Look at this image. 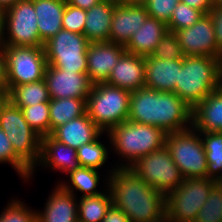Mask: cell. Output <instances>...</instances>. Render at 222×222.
I'll return each instance as SVG.
<instances>
[{
    "label": "cell",
    "mask_w": 222,
    "mask_h": 222,
    "mask_svg": "<svg viewBox=\"0 0 222 222\" xmlns=\"http://www.w3.org/2000/svg\"><path fill=\"white\" fill-rule=\"evenodd\" d=\"M108 169L105 183L112 205L121 209L130 222H164L165 196L148 186L131 168Z\"/></svg>",
    "instance_id": "6da1fadb"
},
{
    "label": "cell",
    "mask_w": 222,
    "mask_h": 222,
    "mask_svg": "<svg viewBox=\"0 0 222 222\" xmlns=\"http://www.w3.org/2000/svg\"><path fill=\"white\" fill-rule=\"evenodd\" d=\"M128 121L179 132L192 127V109L174 92L142 87L131 92Z\"/></svg>",
    "instance_id": "7a4b0ae2"
},
{
    "label": "cell",
    "mask_w": 222,
    "mask_h": 222,
    "mask_svg": "<svg viewBox=\"0 0 222 222\" xmlns=\"http://www.w3.org/2000/svg\"><path fill=\"white\" fill-rule=\"evenodd\" d=\"M166 135L159 127L128 120L112 127L106 134L108 144H112V152L114 150L122 158L115 167L130 168L141 157L161 149L165 146Z\"/></svg>",
    "instance_id": "3957f363"
},
{
    "label": "cell",
    "mask_w": 222,
    "mask_h": 222,
    "mask_svg": "<svg viewBox=\"0 0 222 222\" xmlns=\"http://www.w3.org/2000/svg\"><path fill=\"white\" fill-rule=\"evenodd\" d=\"M222 86L221 59L184 56L174 93L191 109Z\"/></svg>",
    "instance_id": "277c9868"
},
{
    "label": "cell",
    "mask_w": 222,
    "mask_h": 222,
    "mask_svg": "<svg viewBox=\"0 0 222 222\" xmlns=\"http://www.w3.org/2000/svg\"><path fill=\"white\" fill-rule=\"evenodd\" d=\"M130 95V91L106 82L94 83L86 100V113L106 134L128 120Z\"/></svg>",
    "instance_id": "5b68a950"
},
{
    "label": "cell",
    "mask_w": 222,
    "mask_h": 222,
    "mask_svg": "<svg viewBox=\"0 0 222 222\" xmlns=\"http://www.w3.org/2000/svg\"><path fill=\"white\" fill-rule=\"evenodd\" d=\"M0 128L12 142L15 154L32 170L31 179L40 159L42 137L27 123L22 109L8 98L0 104Z\"/></svg>",
    "instance_id": "8992f818"
},
{
    "label": "cell",
    "mask_w": 222,
    "mask_h": 222,
    "mask_svg": "<svg viewBox=\"0 0 222 222\" xmlns=\"http://www.w3.org/2000/svg\"><path fill=\"white\" fill-rule=\"evenodd\" d=\"M216 181L207 177L184 178L179 187L165 197L166 221L194 222Z\"/></svg>",
    "instance_id": "52a82bcc"
},
{
    "label": "cell",
    "mask_w": 222,
    "mask_h": 222,
    "mask_svg": "<svg viewBox=\"0 0 222 222\" xmlns=\"http://www.w3.org/2000/svg\"><path fill=\"white\" fill-rule=\"evenodd\" d=\"M165 146L183 178L207 177V159L200 132L193 127L167 133Z\"/></svg>",
    "instance_id": "ba28073f"
},
{
    "label": "cell",
    "mask_w": 222,
    "mask_h": 222,
    "mask_svg": "<svg viewBox=\"0 0 222 222\" xmlns=\"http://www.w3.org/2000/svg\"><path fill=\"white\" fill-rule=\"evenodd\" d=\"M5 94L14 86L44 79L47 66L44 46H5Z\"/></svg>",
    "instance_id": "9c48e42d"
},
{
    "label": "cell",
    "mask_w": 222,
    "mask_h": 222,
    "mask_svg": "<svg viewBox=\"0 0 222 222\" xmlns=\"http://www.w3.org/2000/svg\"><path fill=\"white\" fill-rule=\"evenodd\" d=\"M84 34L61 29L44 43L47 65L64 71L87 73V47Z\"/></svg>",
    "instance_id": "30bf717a"
},
{
    "label": "cell",
    "mask_w": 222,
    "mask_h": 222,
    "mask_svg": "<svg viewBox=\"0 0 222 222\" xmlns=\"http://www.w3.org/2000/svg\"><path fill=\"white\" fill-rule=\"evenodd\" d=\"M130 168L165 197L176 190L184 179L166 146L141 157Z\"/></svg>",
    "instance_id": "8fae6325"
},
{
    "label": "cell",
    "mask_w": 222,
    "mask_h": 222,
    "mask_svg": "<svg viewBox=\"0 0 222 222\" xmlns=\"http://www.w3.org/2000/svg\"><path fill=\"white\" fill-rule=\"evenodd\" d=\"M37 26L33 0H19L4 10L2 43L5 46H44Z\"/></svg>",
    "instance_id": "7c38bea8"
},
{
    "label": "cell",
    "mask_w": 222,
    "mask_h": 222,
    "mask_svg": "<svg viewBox=\"0 0 222 222\" xmlns=\"http://www.w3.org/2000/svg\"><path fill=\"white\" fill-rule=\"evenodd\" d=\"M184 56H211L222 59L218 51L213 21L204 14L193 26L174 32Z\"/></svg>",
    "instance_id": "4fadbf2b"
},
{
    "label": "cell",
    "mask_w": 222,
    "mask_h": 222,
    "mask_svg": "<svg viewBox=\"0 0 222 222\" xmlns=\"http://www.w3.org/2000/svg\"><path fill=\"white\" fill-rule=\"evenodd\" d=\"M44 79L50 99L87 98L93 83L87 73L64 71L53 66H46Z\"/></svg>",
    "instance_id": "5bb4252c"
},
{
    "label": "cell",
    "mask_w": 222,
    "mask_h": 222,
    "mask_svg": "<svg viewBox=\"0 0 222 222\" xmlns=\"http://www.w3.org/2000/svg\"><path fill=\"white\" fill-rule=\"evenodd\" d=\"M124 46L113 42H89L87 47V74L94 83L105 82L120 57Z\"/></svg>",
    "instance_id": "9a60e30c"
},
{
    "label": "cell",
    "mask_w": 222,
    "mask_h": 222,
    "mask_svg": "<svg viewBox=\"0 0 222 222\" xmlns=\"http://www.w3.org/2000/svg\"><path fill=\"white\" fill-rule=\"evenodd\" d=\"M148 16L144 5H129L117 0L110 27V42L125 47Z\"/></svg>",
    "instance_id": "2e32d148"
},
{
    "label": "cell",
    "mask_w": 222,
    "mask_h": 222,
    "mask_svg": "<svg viewBox=\"0 0 222 222\" xmlns=\"http://www.w3.org/2000/svg\"><path fill=\"white\" fill-rule=\"evenodd\" d=\"M44 210L36 212L37 222H78V196L55 184Z\"/></svg>",
    "instance_id": "e0dca14e"
},
{
    "label": "cell",
    "mask_w": 222,
    "mask_h": 222,
    "mask_svg": "<svg viewBox=\"0 0 222 222\" xmlns=\"http://www.w3.org/2000/svg\"><path fill=\"white\" fill-rule=\"evenodd\" d=\"M105 82L130 92L145 87V57L126 51Z\"/></svg>",
    "instance_id": "ac0fdd59"
},
{
    "label": "cell",
    "mask_w": 222,
    "mask_h": 222,
    "mask_svg": "<svg viewBox=\"0 0 222 222\" xmlns=\"http://www.w3.org/2000/svg\"><path fill=\"white\" fill-rule=\"evenodd\" d=\"M182 59L145 57V87L160 92H174L182 68Z\"/></svg>",
    "instance_id": "d6986e66"
},
{
    "label": "cell",
    "mask_w": 222,
    "mask_h": 222,
    "mask_svg": "<svg viewBox=\"0 0 222 222\" xmlns=\"http://www.w3.org/2000/svg\"><path fill=\"white\" fill-rule=\"evenodd\" d=\"M37 166H46L45 168H49V170L69 174L81 165L77 159L76 149L47 135L41 138V154Z\"/></svg>",
    "instance_id": "ffe728a7"
},
{
    "label": "cell",
    "mask_w": 222,
    "mask_h": 222,
    "mask_svg": "<svg viewBox=\"0 0 222 222\" xmlns=\"http://www.w3.org/2000/svg\"><path fill=\"white\" fill-rule=\"evenodd\" d=\"M104 133L86 113L81 117L59 125L52 131L51 136L60 143L77 150L80 146L94 141Z\"/></svg>",
    "instance_id": "44dd1931"
},
{
    "label": "cell",
    "mask_w": 222,
    "mask_h": 222,
    "mask_svg": "<svg viewBox=\"0 0 222 222\" xmlns=\"http://www.w3.org/2000/svg\"><path fill=\"white\" fill-rule=\"evenodd\" d=\"M192 127L199 132L222 133V86L192 109Z\"/></svg>",
    "instance_id": "7402d4cb"
},
{
    "label": "cell",
    "mask_w": 222,
    "mask_h": 222,
    "mask_svg": "<svg viewBox=\"0 0 222 222\" xmlns=\"http://www.w3.org/2000/svg\"><path fill=\"white\" fill-rule=\"evenodd\" d=\"M117 0H102L86 10L83 34L89 42H110V27Z\"/></svg>",
    "instance_id": "603a6c76"
},
{
    "label": "cell",
    "mask_w": 222,
    "mask_h": 222,
    "mask_svg": "<svg viewBox=\"0 0 222 222\" xmlns=\"http://www.w3.org/2000/svg\"><path fill=\"white\" fill-rule=\"evenodd\" d=\"M67 0H33L40 40L45 43L62 29Z\"/></svg>",
    "instance_id": "cb8c5ba5"
},
{
    "label": "cell",
    "mask_w": 222,
    "mask_h": 222,
    "mask_svg": "<svg viewBox=\"0 0 222 222\" xmlns=\"http://www.w3.org/2000/svg\"><path fill=\"white\" fill-rule=\"evenodd\" d=\"M167 31L166 23L148 16L144 24L132 35L125 49L131 54L149 56Z\"/></svg>",
    "instance_id": "d4e9b609"
},
{
    "label": "cell",
    "mask_w": 222,
    "mask_h": 222,
    "mask_svg": "<svg viewBox=\"0 0 222 222\" xmlns=\"http://www.w3.org/2000/svg\"><path fill=\"white\" fill-rule=\"evenodd\" d=\"M67 175V177H69V180H64L63 182L60 181L58 184L63 189L71 192L75 196H77L75 192L76 190L81 193L80 197L99 195L101 193H104L103 191L107 190L106 187H108V185L103 186L105 187V189H103L102 191L97 189L98 185L101 184L100 180L102 178H100L101 175L96 169L80 166L75 171H72Z\"/></svg>",
    "instance_id": "484cf974"
},
{
    "label": "cell",
    "mask_w": 222,
    "mask_h": 222,
    "mask_svg": "<svg viewBox=\"0 0 222 222\" xmlns=\"http://www.w3.org/2000/svg\"><path fill=\"white\" fill-rule=\"evenodd\" d=\"M87 98H59L50 99V135L59 125L86 114Z\"/></svg>",
    "instance_id": "4316f807"
},
{
    "label": "cell",
    "mask_w": 222,
    "mask_h": 222,
    "mask_svg": "<svg viewBox=\"0 0 222 222\" xmlns=\"http://www.w3.org/2000/svg\"><path fill=\"white\" fill-rule=\"evenodd\" d=\"M8 98L17 107L37 105L50 102L49 91L45 79L37 82L14 86L7 94Z\"/></svg>",
    "instance_id": "83f0119b"
},
{
    "label": "cell",
    "mask_w": 222,
    "mask_h": 222,
    "mask_svg": "<svg viewBox=\"0 0 222 222\" xmlns=\"http://www.w3.org/2000/svg\"><path fill=\"white\" fill-rule=\"evenodd\" d=\"M78 222H102L107 210L112 205L110 191L106 190L99 195L79 197Z\"/></svg>",
    "instance_id": "f1b7e54d"
},
{
    "label": "cell",
    "mask_w": 222,
    "mask_h": 222,
    "mask_svg": "<svg viewBox=\"0 0 222 222\" xmlns=\"http://www.w3.org/2000/svg\"><path fill=\"white\" fill-rule=\"evenodd\" d=\"M207 159V178L217 181L222 178V133L200 132Z\"/></svg>",
    "instance_id": "f546056e"
},
{
    "label": "cell",
    "mask_w": 222,
    "mask_h": 222,
    "mask_svg": "<svg viewBox=\"0 0 222 222\" xmlns=\"http://www.w3.org/2000/svg\"><path fill=\"white\" fill-rule=\"evenodd\" d=\"M105 145L98 136L94 141L80 146L77 149V159L80 165L96 170L102 168L107 159H109V149Z\"/></svg>",
    "instance_id": "4dcf8cb0"
},
{
    "label": "cell",
    "mask_w": 222,
    "mask_h": 222,
    "mask_svg": "<svg viewBox=\"0 0 222 222\" xmlns=\"http://www.w3.org/2000/svg\"><path fill=\"white\" fill-rule=\"evenodd\" d=\"M18 108L22 109L25 120L36 133L41 137L50 135L49 102Z\"/></svg>",
    "instance_id": "1f68e13d"
},
{
    "label": "cell",
    "mask_w": 222,
    "mask_h": 222,
    "mask_svg": "<svg viewBox=\"0 0 222 222\" xmlns=\"http://www.w3.org/2000/svg\"><path fill=\"white\" fill-rule=\"evenodd\" d=\"M10 164L26 183L30 180L32 170L15 154L12 142L0 128V164Z\"/></svg>",
    "instance_id": "d6a6232c"
},
{
    "label": "cell",
    "mask_w": 222,
    "mask_h": 222,
    "mask_svg": "<svg viewBox=\"0 0 222 222\" xmlns=\"http://www.w3.org/2000/svg\"><path fill=\"white\" fill-rule=\"evenodd\" d=\"M203 15L204 13L202 11L178 2L167 24L168 30L175 32L183 28L191 27Z\"/></svg>",
    "instance_id": "836d02e7"
},
{
    "label": "cell",
    "mask_w": 222,
    "mask_h": 222,
    "mask_svg": "<svg viewBox=\"0 0 222 222\" xmlns=\"http://www.w3.org/2000/svg\"><path fill=\"white\" fill-rule=\"evenodd\" d=\"M10 201L0 213V222H37L38 210L32 209L18 198Z\"/></svg>",
    "instance_id": "e575fe53"
},
{
    "label": "cell",
    "mask_w": 222,
    "mask_h": 222,
    "mask_svg": "<svg viewBox=\"0 0 222 222\" xmlns=\"http://www.w3.org/2000/svg\"><path fill=\"white\" fill-rule=\"evenodd\" d=\"M194 222H222V191L215 185Z\"/></svg>",
    "instance_id": "d590c367"
},
{
    "label": "cell",
    "mask_w": 222,
    "mask_h": 222,
    "mask_svg": "<svg viewBox=\"0 0 222 222\" xmlns=\"http://www.w3.org/2000/svg\"><path fill=\"white\" fill-rule=\"evenodd\" d=\"M151 56L162 60L182 59L184 54L175 33L168 30L161 37V40L158 42Z\"/></svg>",
    "instance_id": "8d00e7d4"
},
{
    "label": "cell",
    "mask_w": 222,
    "mask_h": 222,
    "mask_svg": "<svg viewBox=\"0 0 222 222\" xmlns=\"http://www.w3.org/2000/svg\"><path fill=\"white\" fill-rule=\"evenodd\" d=\"M86 10L74 7L66 2L62 18V29L83 34Z\"/></svg>",
    "instance_id": "74e56055"
},
{
    "label": "cell",
    "mask_w": 222,
    "mask_h": 222,
    "mask_svg": "<svg viewBox=\"0 0 222 222\" xmlns=\"http://www.w3.org/2000/svg\"><path fill=\"white\" fill-rule=\"evenodd\" d=\"M180 0H147L144 4L149 17L156 18L166 24Z\"/></svg>",
    "instance_id": "f35d334b"
},
{
    "label": "cell",
    "mask_w": 222,
    "mask_h": 222,
    "mask_svg": "<svg viewBox=\"0 0 222 222\" xmlns=\"http://www.w3.org/2000/svg\"><path fill=\"white\" fill-rule=\"evenodd\" d=\"M208 14L213 21L218 51L222 54V5L213 6Z\"/></svg>",
    "instance_id": "ab89813d"
},
{
    "label": "cell",
    "mask_w": 222,
    "mask_h": 222,
    "mask_svg": "<svg viewBox=\"0 0 222 222\" xmlns=\"http://www.w3.org/2000/svg\"><path fill=\"white\" fill-rule=\"evenodd\" d=\"M102 222H130L128 216L113 205L107 210Z\"/></svg>",
    "instance_id": "60d3db41"
},
{
    "label": "cell",
    "mask_w": 222,
    "mask_h": 222,
    "mask_svg": "<svg viewBox=\"0 0 222 222\" xmlns=\"http://www.w3.org/2000/svg\"><path fill=\"white\" fill-rule=\"evenodd\" d=\"M180 2L200 10L204 14H208L213 8L211 0H180Z\"/></svg>",
    "instance_id": "b9f144b4"
},
{
    "label": "cell",
    "mask_w": 222,
    "mask_h": 222,
    "mask_svg": "<svg viewBox=\"0 0 222 222\" xmlns=\"http://www.w3.org/2000/svg\"><path fill=\"white\" fill-rule=\"evenodd\" d=\"M6 64H5V45L0 42V91L5 92Z\"/></svg>",
    "instance_id": "7bdbcfd3"
},
{
    "label": "cell",
    "mask_w": 222,
    "mask_h": 222,
    "mask_svg": "<svg viewBox=\"0 0 222 222\" xmlns=\"http://www.w3.org/2000/svg\"><path fill=\"white\" fill-rule=\"evenodd\" d=\"M102 0H67V3L84 10L91 9L96 4L100 3Z\"/></svg>",
    "instance_id": "ee69618b"
},
{
    "label": "cell",
    "mask_w": 222,
    "mask_h": 222,
    "mask_svg": "<svg viewBox=\"0 0 222 222\" xmlns=\"http://www.w3.org/2000/svg\"><path fill=\"white\" fill-rule=\"evenodd\" d=\"M19 0H0V9L6 10L10 6L16 4Z\"/></svg>",
    "instance_id": "f6af8a7d"
},
{
    "label": "cell",
    "mask_w": 222,
    "mask_h": 222,
    "mask_svg": "<svg viewBox=\"0 0 222 222\" xmlns=\"http://www.w3.org/2000/svg\"><path fill=\"white\" fill-rule=\"evenodd\" d=\"M121 3L129 5H144L147 0H118Z\"/></svg>",
    "instance_id": "bcb514c9"
},
{
    "label": "cell",
    "mask_w": 222,
    "mask_h": 222,
    "mask_svg": "<svg viewBox=\"0 0 222 222\" xmlns=\"http://www.w3.org/2000/svg\"><path fill=\"white\" fill-rule=\"evenodd\" d=\"M4 10L0 9V42L3 39Z\"/></svg>",
    "instance_id": "7dc6e473"
},
{
    "label": "cell",
    "mask_w": 222,
    "mask_h": 222,
    "mask_svg": "<svg viewBox=\"0 0 222 222\" xmlns=\"http://www.w3.org/2000/svg\"><path fill=\"white\" fill-rule=\"evenodd\" d=\"M213 6L222 5V0H211Z\"/></svg>",
    "instance_id": "c3c4849f"
},
{
    "label": "cell",
    "mask_w": 222,
    "mask_h": 222,
    "mask_svg": "<svg viewBox=\"0 0 222 222\" xmlns=\"http://www.w3.org/2000/svg\"><path fill=\"white\" fill-rule=\"evenodd\" d=\"M6 98V94L4 91H0V104Z\"/></svg>",
    "instance_id": "681fc988"
},
{
    "label": "cell",
    "mask_w": 222,
    "mask_h": 222,
    "mask_svg": "<svg viewBox=\"0 0 222 222\" xmlns=\"http://www.w3.org/2000/svg\"><path fill=\"white\" fill-rule=\"evenodd\" d=\"M216 185L221 189L222 191V178L216 181Z\"/></svg>",
    "instance_id": "f907efd6"
},
{
    "label": "cell",
    "mask_w": 222,
    "mask_h": 222,
    "mask_svg": "<svg viewBox=\"0 0 222 222\" xmlns=\"http://www.w3.org/2000/svg\"><path fill=\"white\" fill-rule=\"evenodd\" d=\"M221 75H222V59H221Z\"/></svg>",
    "instance_id": "816d5d0a"
}]
</instances>
